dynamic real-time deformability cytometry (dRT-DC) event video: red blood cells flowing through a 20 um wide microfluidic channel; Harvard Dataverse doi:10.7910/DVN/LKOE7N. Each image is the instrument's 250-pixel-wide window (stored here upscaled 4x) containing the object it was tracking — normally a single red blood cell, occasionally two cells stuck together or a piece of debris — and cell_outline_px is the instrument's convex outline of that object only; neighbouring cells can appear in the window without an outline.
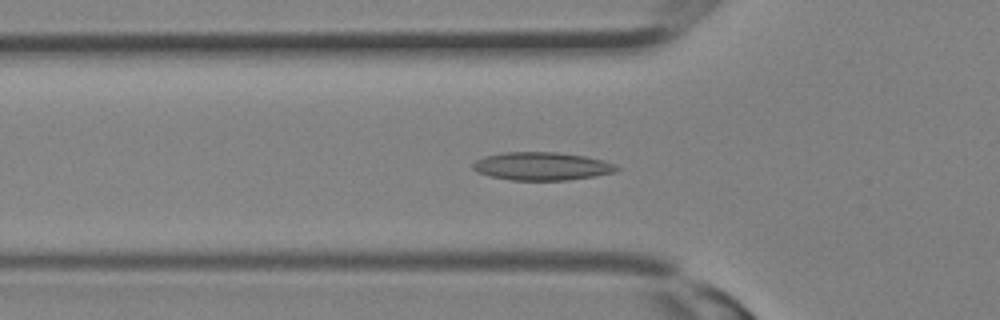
{"species": "Egyptian fruit bat (a non-hibernating species)", "species_latin": "Rousettus aegyptiacus", "temperature_condition": "room temperature", "stored_images_in_passage": 25, "camera_frame_rate_fps": 3000, "um_per_image_px": 0.085, "animal": {"sex": "female"}, "frame": {"image": 1, "passage_image": 7, "time_ms": 2.0, "image_size_px": [1000, 320], "cell_outline_px": [[620, 168], [612, 172], [596, 176], [568, 180], [512, 180], [492, 176], [476, 172], [472, 168], [472, 164], [476, 160], [484, 156], [504, 152], [556, 152], [584, 156], [604, 160], [616, 164]], "centroid_in_image_um": [46.05, 14.12], "position_along_channel_um": 79.7, "area_um2": 23.52}}
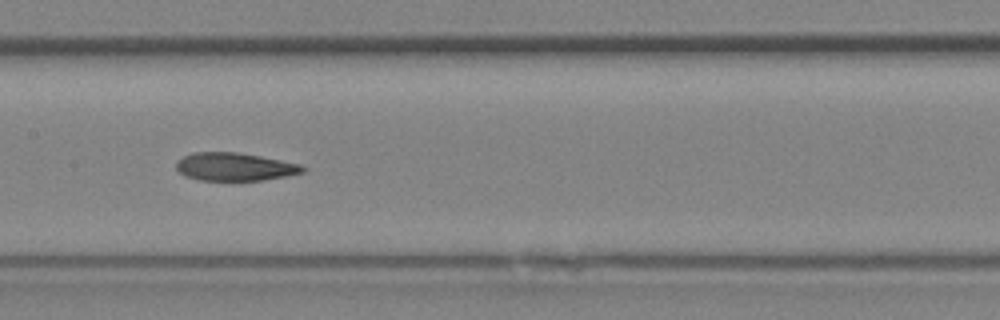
{"frame": {"image": 2, "passage_image": 12, "time_ms": 3.667, "image_size_px": [1000, 320], "cell_outline_px": [[308, 168], [304, 172], [284, 176], [260, 180], [200, 180], [184, 176], [176, 168], [176, 160], [192, 152], [236, 152], [260, 156], [300, 164]], "centroid_in_image_um": [19.92, 14.17], "position_along_channel_um": 187.5, "area_um2": 20.58}}
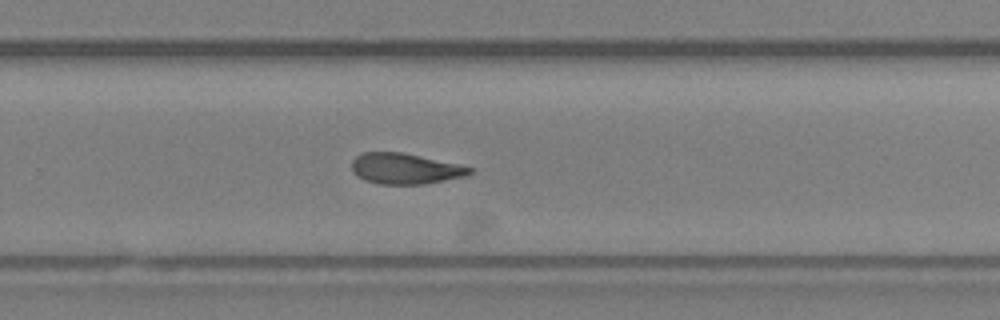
{"frame": {"image": 3, "passage_image": 17, "time_ms": 5.333, "image_size_px": [1000, 320], "cell_outline_px": [[476, 168], [472, 172], [464, 176], [424, 184], [380, 184], [364, 180], [356, 176], [352, 172], [352, 160], [356, 156], [364, 152], [400, 152], [460, 164]], "centroid_in_image_um": [34.43, 14.33], "position_along_channel_um": 295.4, "area_um2": 21.15}}